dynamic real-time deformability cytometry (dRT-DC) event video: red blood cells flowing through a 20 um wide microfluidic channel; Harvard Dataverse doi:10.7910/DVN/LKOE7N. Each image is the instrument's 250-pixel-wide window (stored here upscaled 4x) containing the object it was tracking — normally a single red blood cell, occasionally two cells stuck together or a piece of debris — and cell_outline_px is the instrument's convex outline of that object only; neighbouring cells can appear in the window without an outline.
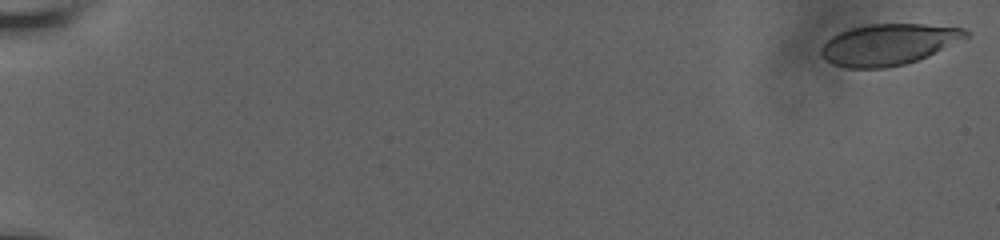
{"species": "human", "species_latin": "Homo sapiens", "temperature_condition": "room temperature", "stored_images_in_passage": 62, "camera_frame_rate_fps": 3000, "um_per_image_px": 0.085, "donor": {"sex": "male"}, "frame": {"image": 1, "passage_image": 1, "time_ms": 0.0, "image_size_px": [1000, 240], "cell_outline_px": [[968, 36], [928, 56], [904, 64], [884, 68], [844, 68], [832, 64], [820, 52], [820, 48], [832, 36], [840, 32], [852, 28], [872, 24], [924, 24], [964, 28], [968, 32]], "centroid_in_image_um": [75.5, 3.78], "position_along_channel_um": 9.5, "area_um2": 34.28}}
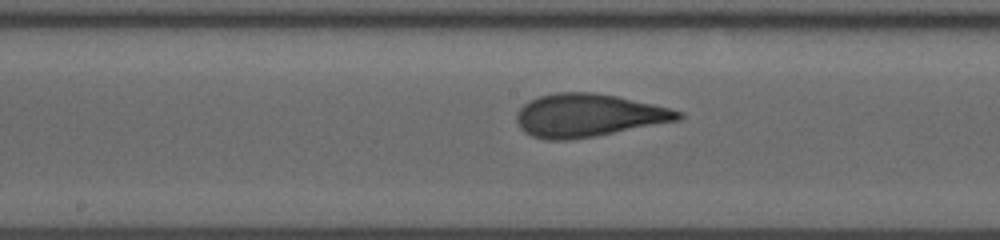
{"frame": {"image": 2, "passage_image": 35, "time_ms": 10.667, "image_size_px": [1000, 240], "cell_outline_px": [[684, 116], [680, 120], [592, 136], [568, 140], [548, 140], [532, 136], [524, 132], [520, 128], [516, 120], [516, 112], [524, 104], [540, 96], [556, 92], [592, 92], [616, 96], [652, 104], [684, 112]], "centroid_in_image_um": [49.98, 9.8], "position_along_channel_um": 198.2, "area_um2": 40.11}}
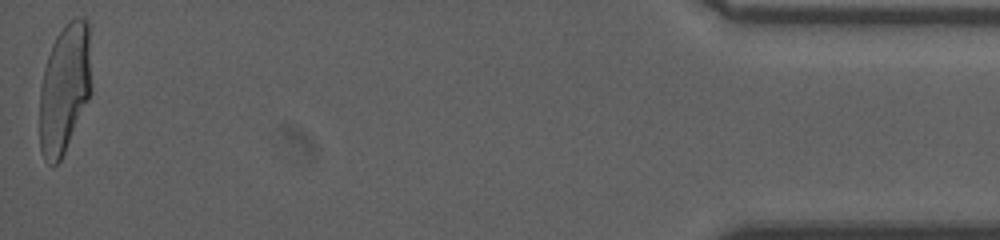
{"frame": {"image": 3, "passage_image": 62, "time_ms": 19.0, "image_size_px": [1000, 240], "cell_outline_px": [[92, 92], [64, 152], [60, 160], [56, 164], [52, 164], [44, 160], [40, 152], [40, 88], [44, 68], [52, 44], [56, 36], [76, 16], [80, 16], [88, 20], [92, 88]], "centroid_in_image_um": [5.5, 7.52], "position_along_channel_um": 429.7, "area_um2": 39.02}, "authors_computed_cell_mechanics": {"area_um2": 38.7838, "velocity_mm_per_s": 3.7728, "shape_relaxation_time_tau1_ms": 5.9734, "shape_relaxation_time_tau2_ms": 0.8736, "deformation_change_tau1": 0.2362, "deformation_change_tau2": 0.0807}}